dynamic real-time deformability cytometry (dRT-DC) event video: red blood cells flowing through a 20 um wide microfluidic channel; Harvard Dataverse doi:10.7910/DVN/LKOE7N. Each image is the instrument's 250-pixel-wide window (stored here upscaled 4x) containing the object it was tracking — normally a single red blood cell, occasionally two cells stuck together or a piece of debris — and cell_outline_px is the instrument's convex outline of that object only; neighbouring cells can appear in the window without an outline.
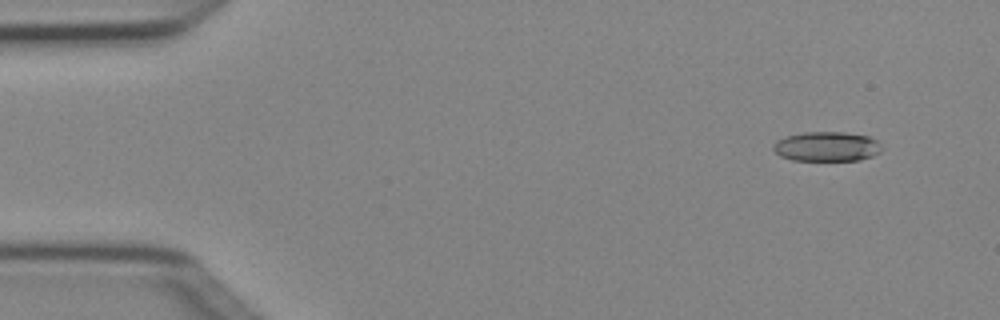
{"species": "Egyptian fruit bat (a non-hibernating species)", "species_latin": "Rousettus aegyptiacus", "temperature_condition": "cold", "stored_images_in_passage": 5, "segment_of_instrument_passage": [1, 2], "camera_frame_rate_fps": 3000, "um_per_image_px": 0.085, "animal": {"sex": "female"}, "frame": {"image": 1, "passage_image": 2, "time_ms": 0.333, "image_size_px": [1000, 320], "cell_outline_px": [[884, 148], [880, 152], [872, 156], [860, 160], [792, 160], [780, 156], [772, 148], [776, 140], [784, 136], [804, 132], [844, 132], [868, 136], [876, 140]], "centroid_in_image_um": [70.27, 12.45], "position_along_channel_um": 14.7, "area_um2": 18.84}}
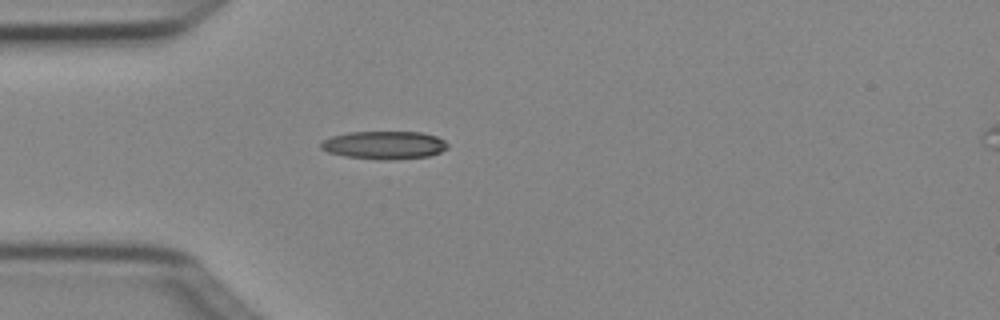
{"frame": {"image": 2, "passage_image": 4, "time_ms": 1.0, "image_size_px": [1000, 320], "cell_outline_px": [[448, 148], [440, 152], [428, 156], [392, 160], [376, 160], [344, 156], [328, 152], [320, 148], [320, 144], [324, 140], [332, 136], [348, 132], [420, 132], [436, 136], [444, 140], [448, 144]], "centroid_in_image_um": [32.66, 12.34], "position_along_channel_um": 52.3, "area_um2": 20.81}}